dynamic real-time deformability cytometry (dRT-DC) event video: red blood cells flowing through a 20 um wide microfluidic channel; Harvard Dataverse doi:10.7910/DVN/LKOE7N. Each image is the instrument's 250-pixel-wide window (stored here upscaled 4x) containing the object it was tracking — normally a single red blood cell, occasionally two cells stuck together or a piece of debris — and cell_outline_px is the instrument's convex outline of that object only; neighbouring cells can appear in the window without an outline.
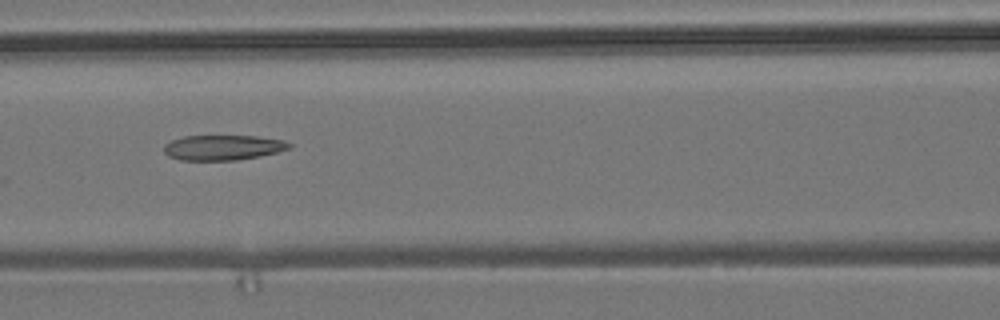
{"species": "common noctule bat (a hibernating species)", "species_latin": "Nyctalus noctula", "temperature_condition": "room temperature", "stored_images_in_passage": 6, "camera_frame_rate_fps": 3000, "um_per_image_px": 0.085, "animal": {"sex": "male", "body_mass_g": 19.2, "forearm_length_mm": 51.8}, "frame": {"image": 1, "passage_image": 4, "time_ms": 1.0, "image_size_px": [1000, 320], "cell_outline_px": [[292, 148], [260, 156], [236, 160], [180, 160], [168, 156], [164, 152], [164, 144], [172, 140], [184, 136], [256, 136], [284, 140], [292, 144]], "centroid_in_image_um": [18.96, 12.54], "position_along_channel_um": 147.6, "area_um2": 18.38}}
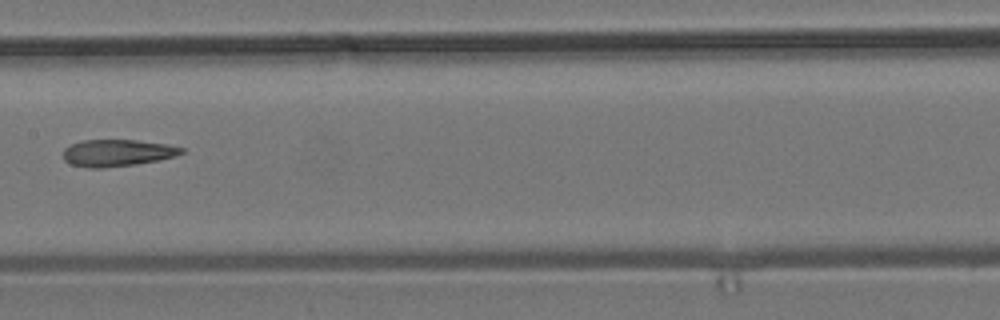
{"frame": {"image": 2, "passage_image": 5, "time_ms": 1.333, "image_size_px": [1000, 320], "cell_outline_px": [[184, 152], [176, 156], [160, 160], [136, 164], [104, 168], [88, 168], [72, 164], [64, 160], [64, 148], [72, 144], [84, 140], [136, 140], [168, 144], [184, 148]], "centroid_in_image_um": [10.0, 13.0], "position_along_channel_um": 197.4, "area_um2": 18.55}}
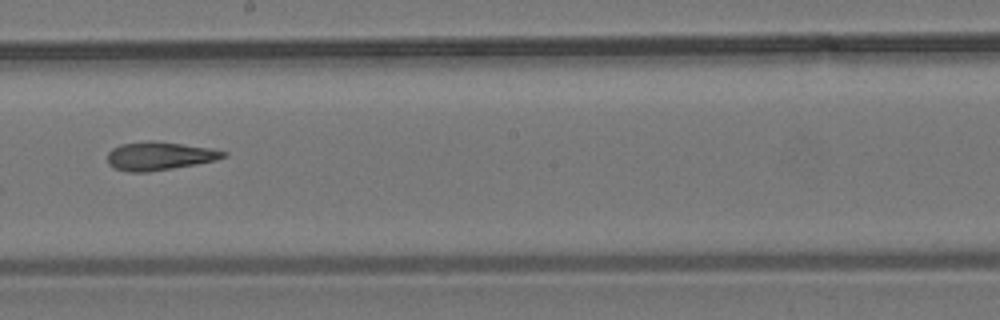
{"frame": {"image": 3, "passage_image": 6, "time_ms": 1.667, "image_size_px": [1000, 320], "cell_outline_px": [[228, 156], [216, 160], [196, 164], [148, 172], [128, 172], [116, 168], [108, 164], [108, 152], [112, 148], [120, 144], [148, 140], [156, 140], [212, 148], [228, 152]], "centroid_in_image_um": [13.57, 13.24], "position_along_channel_um": 234.6, "area_um2": 19.36}}